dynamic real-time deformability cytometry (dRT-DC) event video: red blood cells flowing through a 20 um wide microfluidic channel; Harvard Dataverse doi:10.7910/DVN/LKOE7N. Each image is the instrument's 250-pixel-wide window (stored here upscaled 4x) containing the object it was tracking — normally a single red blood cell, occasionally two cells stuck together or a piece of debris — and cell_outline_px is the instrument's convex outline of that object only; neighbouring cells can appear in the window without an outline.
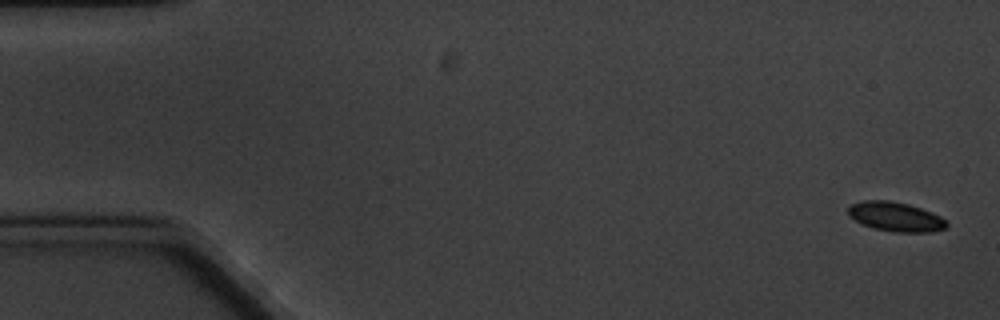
{"species": "common noctule bat (a hibernating species)", "species_latin": "Nyctalus noctula", "temperature_condition": "cold", "stored_images_in_passage": 10, "camera_frame_rate_fps": 3000, "um_per_image_px": 0.085, "animal": {"sex": "male", "body_mass_g": 20.1, "forearm_length_mm": 53.5}, "frame": {"image": 1, "passage_image": 1, "time_ms": 0.0, "image_size_px": [1000, 320], "cell_outline_px": [[948, 224], [944, 228], [932, 232], [892, 232], [876, 228], [864, 224], [848, 216], [848, 208], [852, 204], [864, 200], [888, 200], [908, 204], [932, 212], [948, 220]], "centroid_in_image_um": [76.15, 18.42], "position_along_channel_um": 8.8, "area_um2": 16.76}}
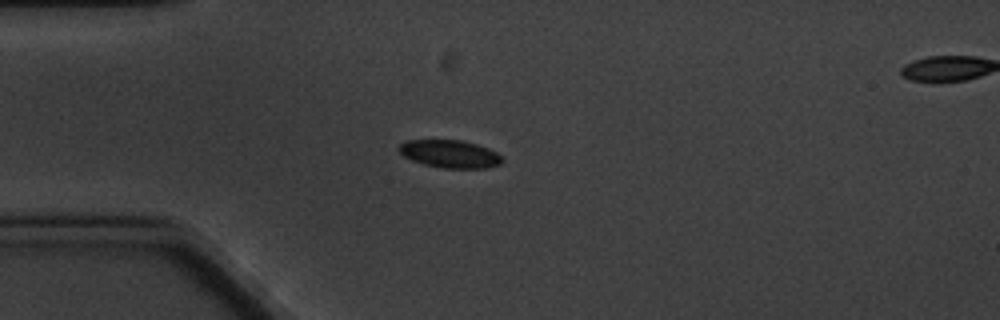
{"frame": {"image": 2, "passage_image": 5, "time_ms": 4.667, "image_size_px": [1000, 320], "cell_outline_px": [[504, 160], [500, 164], [488, 168], [440, 168], [424, 164], [412, 160], [404, 156], [396, 148], [400, 144], [408, 140], [460, 140], [476, 144], [488, 148], [496, 152]], "centroid_in_image_um": [38.24, 13.09], "position_along_channel_um": 46.8, "area_um2": 16.7}}